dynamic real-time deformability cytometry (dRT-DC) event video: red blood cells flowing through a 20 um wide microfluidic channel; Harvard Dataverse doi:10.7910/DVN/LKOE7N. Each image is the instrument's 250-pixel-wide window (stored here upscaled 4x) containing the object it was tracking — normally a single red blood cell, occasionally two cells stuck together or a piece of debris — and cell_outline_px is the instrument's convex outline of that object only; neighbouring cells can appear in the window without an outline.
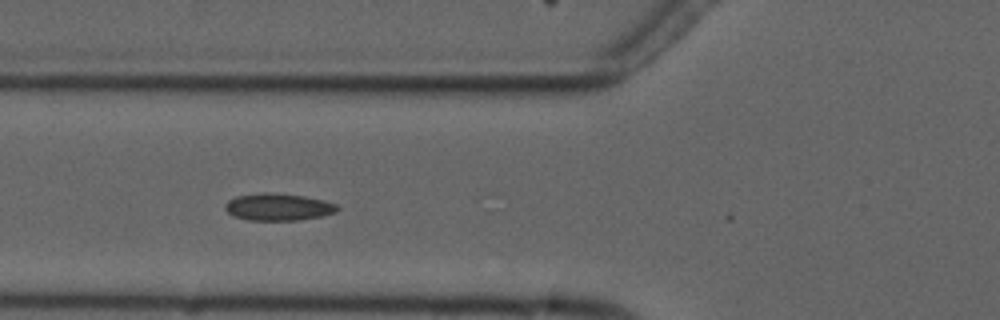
{"species": "common noctule bat (a hibernating species)", "species_latin": "Nyctalus noctula", "temperature_condition": "cold", "stored_images_in_passage": 8, "camera_frame_rate_fps": 3000, "um_per_image_px": 0.085, "animal": {"sex": "male", "forearm_length_mm": 52.5}, "frame": {"image": 1, "passage_image": 7, "time_ms": 7.0, "image_size_px": [1000, 320], "cell_outline_px": [[340, 208], [336, 212], [324, 216], [300, 220], [248, 220], [232, 216], [224, 208], [228, 200], [236, 196], [264, 192], [304, 196], [324, 200], [336, 204]], "centroid_in_image_um": [23.66, 17.6], "position_along_channel_um": 102.1, "area_um2": 17.8}}